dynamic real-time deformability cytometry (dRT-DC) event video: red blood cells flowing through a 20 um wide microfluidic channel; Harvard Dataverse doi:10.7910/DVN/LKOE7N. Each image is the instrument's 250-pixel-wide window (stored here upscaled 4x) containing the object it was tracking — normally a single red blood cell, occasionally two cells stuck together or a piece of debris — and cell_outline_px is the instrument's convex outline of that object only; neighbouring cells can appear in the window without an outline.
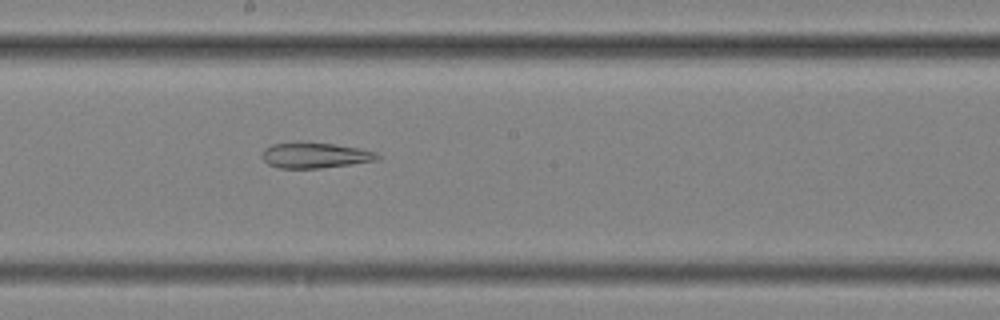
{"species": "common noctule bat (a hibernating species)", "species_latin": "Nyctalus noctula", "temperature_condition": "cold", "stored_images_in_passage": 57, "segment_of_instrument_passage": [2, 2], "camera_frame_rate_fps": 3000, "um_per_image_px": 0.085, "animal": {"sex": "female", "body_mass_g": 25.1}, "frame": {"image": 1, "passage_image": 32, "time_ms": 10.333, "image_size_px": [1000, 320], "cell_outline_px": [[380, 156], [376, 160], [352, 164], [320, 168], [280, 168], [268, 164], [264, 160], [264, 148], [272, 144], [296, 140], [332, 144], [360, 148], [376, 152]], "centroid_in_image_um": [26.76, 13.17], "position_along_channel_um": 221.4, "area_um2": 17.34}}
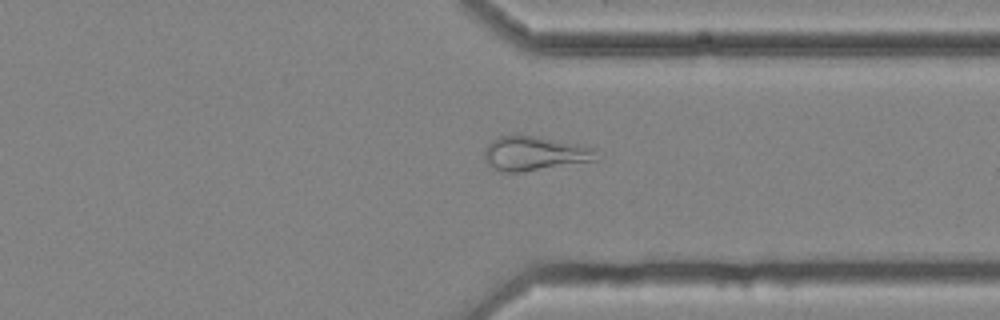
{"frame": {"image": 2, "passage_image": 44, "time_ms": 14.333, "image_size_px": [1000, 320], "cell_outline_px": [[596, 160], [520, 172], [504, 172], [488, 164], [484, 160], [484, 148], [492, 140], [500, 136], [536, 136], [584, 144], [596, 148]], "centroid_in_image_um": [45.45, 13.03], "position_along_channel_um": 365.9, "area_um2": 22.25}}
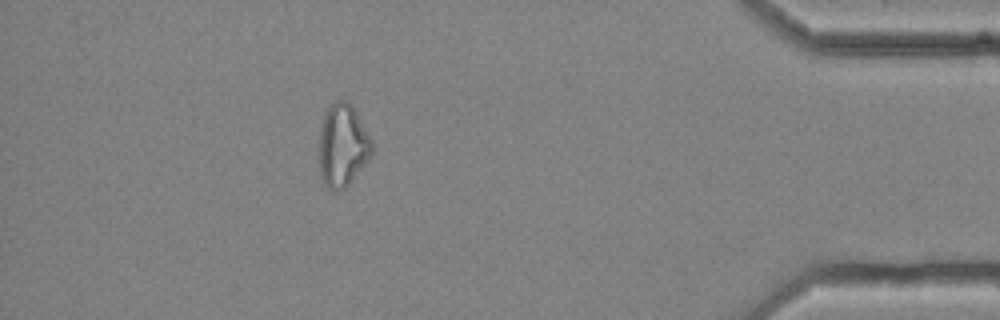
{"frame": {"image": 3, "passage_image": 51, "time_ms": 16.667, "image_size_px": [1000, 320], "cell_outline_px": [[372, 156], [348, 184], [340, 192], [332, 192], [324, 184], [320, 176], [320, 128], [324, 116], [328, 108], [336, 100], [348, 100], [372, 140]], "centroid_in_image_um": [29.12, 12.4], "position_along_channel_um": 406.1, "area_um2": 25.26}}